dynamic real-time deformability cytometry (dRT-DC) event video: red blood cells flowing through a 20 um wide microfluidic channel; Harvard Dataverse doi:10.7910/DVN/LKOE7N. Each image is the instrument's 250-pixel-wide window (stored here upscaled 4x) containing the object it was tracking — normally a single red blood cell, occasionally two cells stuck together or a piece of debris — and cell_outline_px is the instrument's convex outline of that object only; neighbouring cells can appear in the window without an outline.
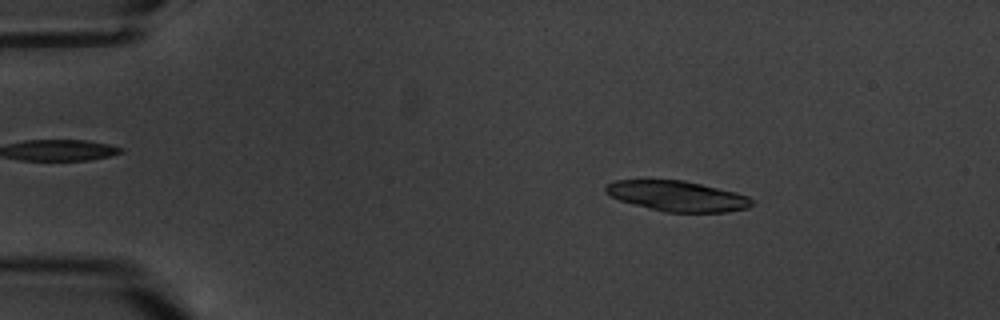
{"species": "common noctule bat (a hibernating species)", "species_latin": "Nyctalus noctula", "temperature_condition": "warm", "stored_images_in_passage": 9, "segment_of_instrument_passage": [1, 2], "camera_frame_rate_fps": 3000, "um_per_image_px": 0.085, "animal": {"sex": "male", "body_mass_g": 20.1, "forearm_length_mm": 53.5}, "frame": {"image": 1, "passage_image": 2, "time_ms": 1.0, "image_size_px": [1000, 320], "cell_outline_px": [[756, 204], [748, 208], [728, 212], [668, 212], [620, 200], [604, 192], [604, 184], [616, 180], [684, 180], [736, 192], [748, 196], [756, 200]], "centroid_in_image_um": [57.64, 16.66], "position_along_channel_um": 27.4, "area_um2": 25.89}}